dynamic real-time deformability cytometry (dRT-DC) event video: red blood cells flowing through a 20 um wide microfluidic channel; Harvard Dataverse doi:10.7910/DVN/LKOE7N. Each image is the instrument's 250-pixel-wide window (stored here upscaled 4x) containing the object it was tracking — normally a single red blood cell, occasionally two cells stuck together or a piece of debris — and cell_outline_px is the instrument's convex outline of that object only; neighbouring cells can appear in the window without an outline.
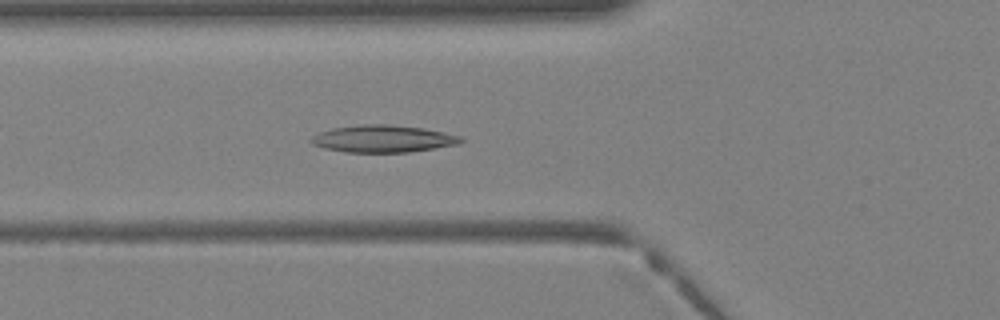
{"species": "Egyptian fruit bat (a non-hibernating species)", "species_latin": "Rousettus aegyptiacus", "temperature_condition": "warm", "stored_images_in_passage": 39, "camera_frame_rate_fps": 3000, "um_per_image_px": 0.085, "animal": {"sex": "female"}, "frame": {"image": 1, "passage_image": 14, "time_ms": 4.333, "image_size_px": [1000, 320], "cell_outline_px": [[464, 140], [460, 144], [408, 152], [344, 152], [324, 148], [312, 144], [308, 140], [312, 136], [320, 132], [332, 128], [364, 124], [388, 124], [424, 128], [464, 136]], "centroid_in_image_um": [32.58, 11.79], "position_along_channel_um": 93.2, "area_um2": 23.87}}
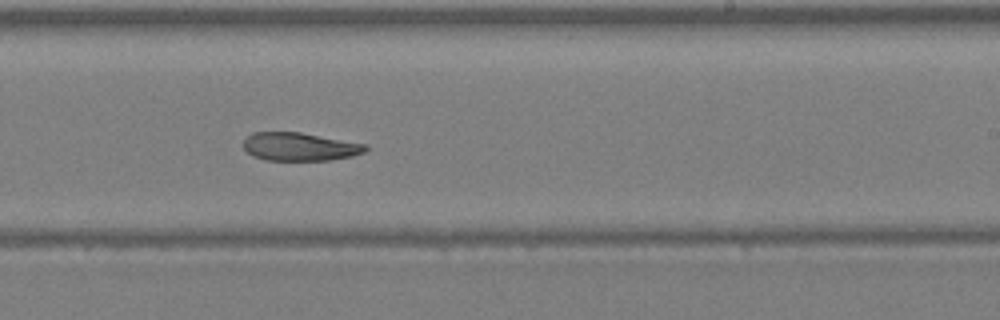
{"frame": {"image": 2, "passage_image": 24, "time_ms": 7.667, "image_size_px": [1000, 320], "cell_outline_px": [[368, 148], [364, 152], [352, 156], [328, 160], [264, 160], [252, 156], [244, 148], [244, 140], [252, 132], [300, 132], [368, 144]], "centroid_in_image_um": [25.48, 12.46], "position_along_channel_um": 263.5, "area_um2": 20.11}}
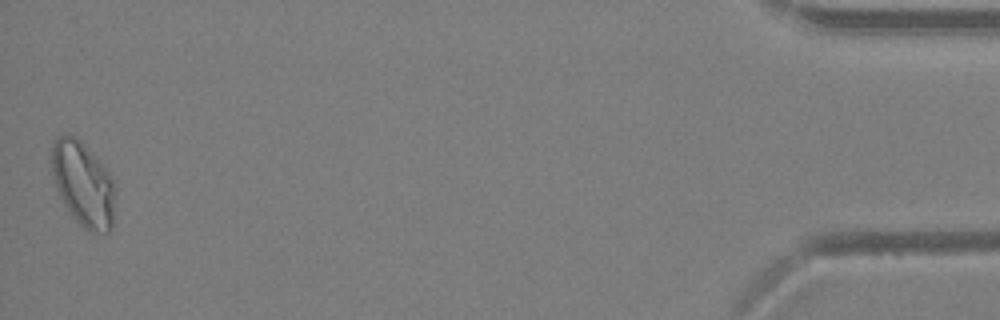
{"frame": {"image": 3, "passage_image": 39, "time_ms": 12.667, "image_size_px": [1000, 320], "cell_outline_px": [[116, 188], [112, 224], [108, 232], [88, 232], [72, 216], [64, 204], [56, 188], [52, 172], [52, 148], [56, 140], [60, 136], [68, 132], [80, 140], [112, 176]], "centroid_in_image_um": [7.08, 15.65], "position_along_channel_um": 428.1, "area_um2": 31.15}}